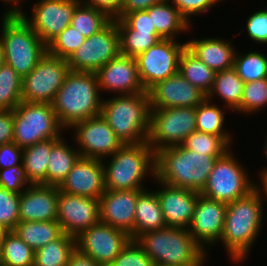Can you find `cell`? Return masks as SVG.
<instances>
[{
    "mask_svg": "<svg viewBox=\"0 0 267 266\" xmlns=\"http://www.w3.org/2000/svg\"><path fill=\"white\" fill-rule=\"evenodd\" d=\"M263 192L260 186L247 196L227 204L221 241L232 261L242 262L260 232L263 220Z\"/></svg>",
    "mask_w": 267,
    "mask_h": 266,
    "instance_id": "obj_1",
    "label": "cell"
},
{
    "mask_svg": "<svg viewBox=\"0 0 267 266\" xmlns=\"http://www.w3.org/2000/svg\"><path fill=\"white\" fill-rule=\"evenodd\" d=\"M221 156L197 153L181 145L164 148L155 153V181L201 192Z\"/></svg>",
    "mask_w": 267,
    "mask_h": 266,
    "instance_id": "obj_2",
    "label": "cell"
},
{
    "mask_svg": "<svg viewBox=\"0 0 267 266\" xmlns=\"http://www.w3.org/2000/svg\"><path fill=\"white\" fill-rule=\"evenodd\" d=\"M100 94L95 73L70 70L52 103L60 125L67 129L101 115L103 99Z\"/></svg>",
    "mask_w": 267,
    "mask_h": 266,
    "instance_id": "obj_3",
    "label": "cell"
},
{
    "mask_svg": "<svg viewBox=\"0 0 267 266\" xmlns=\"http://www.w3.org/2000/svg\"><path fill=\"white\" fill-rule=\"evenodd\" d=\"M148 92L120 94L102 101L101 115L123 144L148 141L150 132Z\"/></svg>",
    "mask_w": 267,
    "mask_h": 266,
    "instance_id": "obj_4",
    "label": "cell"
},
{
    "mask_svg": "<svg viewBox=\"0 0 267 266\" xmlns=\"http://www.w3.org/2000/svg\"><path fill=\"white\" fill-rule=\"evenodd\" d=\"M0 41L5 64L22 78L28 75L47 53V45L19 13H4Z\"/></svg>",
    "mask_w": 267,
    "mask_h": 266,
    "instance_id": "obj_5",
    "label": "cell"
},
{
    "mask_svg": "<svg viewBox=\"0 0 267 266\" xmlns=\"http://www.w3.org/2000/svg\"><path fill=\"white\" fill-rule=\"evenodd\" d=\"M103 165L106 190H137L143 188L145 176L155 178V152L148 144H124ZM150 170V171H149Z\"/></svg>",
    "mask_w": 267,
    "mask_h": 266,
    "instance_id": "obj_6",
    "label": "cell"
},
{
    "mask_svg": "<svg viewBox=\"0 0 267 266\" xmlns=\"http://www.w3.org/2000/svg\"><path fill=\"white\" fill-rule=\"evenodd\" d=\"M137 243L155 266L189 264L205 250L194 240L188 229L165 227L141 234Z\"/></svg>",
    "mask_w": 267,
    "mask_h": 266,
    "instance_id": "obj_7",
    "label": "cell"
},
{
    "mask_svg": "<svg viewBox=\"0 0 267 266\" xmlns=\"http://www.w3.org/2000/svg\"><path fill=\"white\" fill-rule=\"evenodd\" d=\"M13 113V142L20 148L48 139L62 138L60 132L65 128L60 125L52 104L22 101Z\"/></svg>",
    "mask_w": 267,
    "mask_h": 266,
    "instance_id": "obj_8",
    "label": "cell"
},
{
    "mask_svg": "<svg viewBox=\"0 0 267 266\" xmlns=\"http://www.w3.org/2000/svg\"><path fill=\"white\" fill-rule=\"evenodd\" d=\"M230 151L217 158L207 184L200 192L209 199L225 204L247 196L256 185L248 178L247 172Z\"/></svg>",
    "mask_w": 267,
    "mask_h": 266,
    "instance_id": "obj_9",
    "label": "cell"
},
{
    "mask_svg": "<svg viewBox=\"0 0 267 266\" xmlns=\"http://www.w3.org/2000/svg\"><path fill=\"white\" fill-rule=\"evenodd\" d=\"M196 107H174L150 110L148 144L158 152L181 145L196 131Z\"/></svg>",
    "mask_w": 267,
    "mask_h": 266,
    "instance_id": "obj_10",
    "label": "cell"
},
{
    "mask_svg": "<svg viewBox=\"0 0 267 266\" xmlns=\"http://www.w3.org/2000/svg\"><path fill=\"white\" fill-rule=\"evenodd\" d=\"M69 72L67 59L47 52L36 67L22 78V101L52 104Z\"/></svg>",
    "mask_w": 267,
    "mask_h": 266,
    "instance_id": "obj_11",
    "label": "cell"
},
{
    "mask_svg": "<svg viewBox=\"0 0 267 266\" xmlns=\"http://www.w3.org/2000/svg\"><path fill=\"white\" fill-rule=\"evenodd\" d=\"M120 37L115 19L89 38L67 59L71 71L93 72L118 57Z\"/></svg>",
    "mask_w": 267,
    "mask_h": 266,
    "instance_id": "obj_12",
    "label": "cell"
},
{
    "mask_svg": "<svg viewBox=\"0 0 267 266\" xmlns=\"http://www.w3.org/2000/svg\"><path fill=\"white\" fill-rule=\"evenodd\" d=\"M186 43L161 39L136 57L140 81L146 91L178 72L181 53Z\"/></svg>",
    "mask_w": 267,
    "mask_h": 266,
    "instance_id": "obj_13",
    "label": "cell"
},
{
    "mask_svg": "<svg viewBox=\"0 0 267 266\" xmlns=\"http://www.w3.org/2000/svg\"><path fill=\"white\" fill-rule=\"evenodd\" d=\"M81 0H40L33 5L32 18L18 12L48 46L66 27Z\"/></svg>",
    "mask_w": 267,
    "mask_h": 266,
    "instance_id": "obj_14",
    "label": "cell"
},
{
    "mask_svg": "<svg viewBox=\"0 0 267 266\" xmlns=\"http://www.w3.org/2000/svg\"><path fill=\"white\" fill-rule=\"evenodd\" d=\"M130 240L126 232L100 221L76 237V249L99 265L108 266Z\"/></svg>",
    "mask_w": 267,
    "mask_h": 266,
    "instance_id": "obj_15",
    "label": "cell"
},
{
    "mask_svg": "<svg viewBox=\"0 0 267 266\" xmlns=\"http://www.w3.org/2000/svg\"><path fill=\"white\" fill-rule=\"evenodd\" d=\"M71 128L76 131L74 139L82 157L102 160L124 145L102 115L77 122Z\"/></svg>",
    "mask_w": 267,
    "mask_h": 266,
    "instance_id": "obj_16",
    "label": "cell"
},
{
    "mask_svg": "<svg viewBox=\"0 0 267 266\" xmlns=\"http://www.w3.org/2000/svg\"><path fill=\"white\" fill-rule=\"evenodd\" d=\"M57 222L63 233L75 238L100 222L99 199L72 195L59 190Z\"/></svg>",
    "mask_w": 267,
    "mask_h": 266,
    "instance_id": "obj_17",
    "label": "cell"
},
{
    "mask_svg": "<svg viewBox=\"0 0 267 266\" xmlns=\"http://www.w3.org/2000/svg\"><path fill=\"white\" fill-rule=\"evenodd\" d=\"M103 165V159L80 156L58 186L59 190L72 195L99 199L106 191Z\"/></svg>",
    "mask_w": 267,
    "mask_h": 266,
    "instance_id": "obj_18",
    "label": "cell"
},
{
    "mask_svg": "<svg viewBox=\"0 0 267 266\" xmlns=\"http://www.w3.org/2000/svg\"><path fill=\"white\" fill-rule=\"evenodd\" d=\"M226 211L227 204L199 194L188 231L204 250L206 244L212 246L220 241Z\"/></svg>",
    "mask_w": 267,
    "mask_h": 266,
    "instance_id": "obj_19",
    "label": "cell"
},
{
    "mask_svg": "<svg viewBox=\"0 0 267 266\" xmlns=\"http://www.w3.org/2000/svg\"><path fill=\"white\" fill-rule=\"evenodd\" d=\"M151 109L196 107L206 95L178 72L153 85L148 91Z\"/></svg>",
    "mask_w": 267,
    "mask_h": 266,
    "instance_id": "obj_20",
    "label": "cell"
},
{
    "mask_svg": "<svg viewBox=\"0 0 267 266\" xmlns=\"http://www.w3.org/2000/svg\"><path fill=\"white\" fill-rule=\"evenodd\" d=\"M98 86L104 91L122 94L147 92L139 78L136 58L120 54L96 72Z\"/></svg>",
    "mask_w": 267,
    "mask_h": 266,
    "instance_id": "obj_21",
    "label": "cell"
},
{
    "mask_svg": "<svg viewBox=\"0 0 267 266\" xmlns=\"http://www.w3.org/2000/svg\"><path fill=\"white\" fill-rule=\"evenodd\" d=\"M143 190H106L99 198L100 221L126 232L134 240L135 208Z\"/></svg>",
    "mask_w": 267,
    "mask_h": 266,
    "instance_id": "obj_22",
    "label": "cell"
},
{
    "mask_svg": "<svg viewBox=\"0 0 267 266\" xmlns=\"http://www.w3.org/2000/svg\"><path fill=\"white\" fill-rule=\"evenodd\" d=\"M158 184L163 187L162 190H157L156 193L166 225L168 227L188 229L200 192L162 182Z\"/></svg>",
    "mask_w": 267,
    "mask_h": 266,
    "instance_id": "obj_23",
    "label": "cell"
},
{
    "mask_svg": "<svg viewBox=\"0 0 267 266\" xmlns=\"http://www.w3.org/2000/svg\"><path fill=\"white\" fill-rule=\"evenodd\" d=\"M58 186L30 184L20 194L19 221H57Z\"/></svg>",
    "mask_w": 267,
    "mask_h": 266,
    "instance_id": "obj_24",
    "label": "cell"
},
{
    "mask_svg": "<svg viewBox=\"0 0 267 266\" xmlns=\"http://www.w3.org/2000/svg\"><path fill=\"white\" fill-rule=\"evenodd\" d=\"M186 48L215 72L234 66L235 48L231 42L218 38L193 39Z\"/></svg>",
    "mask_w": 267,
    "mask_h": 266,
    "instance_id": "obj_25",
    "label": "cell"
},
{
    "mask_svg": "<svg viewBox=\"0 0 267 266\" xmlns=\"http://www.w3.org/2000/svg\"><path fill=\"white\" fill-rule=\"evenodd\" d=\"M167 227L156 191L144 189L135 208L134 240L141 234Z\"/></svg>",
    "mask_w": 267,
    "mask_h": 266,
    "instance_id": "obj_26",
    "label": "cell"
},
{
    "mask_svg": "<svg viewBox=\"0 0 267 266\" xmlns=\"http://www.w3.org/2000/svg\"><path fill=\"white\" fill-rule=\"evenodd\" d=\"M61 138L48 139L23 149V172L30 184L46 185V173L52 147Z\"/></svg>",
    "mask_w": 267,
    "mask_h": 266,
    "instance_id": "obj_27",
    "label": "cell"
},
{
    "mask_svg": "<svg viewBox=\"0 0 267 266\" xmlns=\"http://www.w3.org/2000/svg\"><path fill=\"white\" fill-rule=\"evenodd\" d=\"M170 3L167 0L145 10L148 14H152L153 25L162 39H175V35L187 31L190 27V23Z\"/></svg>",
    "mask_w": 267,
    "mask_h": 266,
    "instance_id": "obj_28",
    "label": "cell"
},
{
    "mask_svg": "<svg viewBox=\"0 0 267 266\" xmlns=\"http://www.w3.org/2000/svg\"><path fill=\"white\" fill-rule=\"evenodd\" d=\"M244 84L245 82L238 76L234 68L218 71L215 74L211 91L206 98L211 100L216 94L223 99L225 107L228 106L227 109L240 112Z\"/></svg>",
    "mask_w": 267,
    "mask_h": 266,
    "instance_id": "obj_29",
    "label": "cell"
},
{
    "mask_svg": "<svg viewBox=\"0 0 267 266\" xmlns=\"http://www.w3.org/2000/svg\"><path fill=\"white\" fill-rule=\"evenodd\" d=\"M13 231L34 251L63 234L57 221H19Z\"/></svg>",
    "mask_w": 267,
    "mask_h": 266,
    "instance_id": "obj_30",
    "label": "cell"
},
{
    "mask_svg": "<svg viewBox=\"0 0 267 266\" xmlns=\"http://www.w3.org/2000/svg\"><path fill=\"white\" fill-rule=\"evenodd\" d=\"M66 144L62 137L51 149L46 173V185L59 186L80 157L77 148L73 149Z\"/></svg>",
    "mask_w": 267,
    "mask_h": 266,
    "instance_id": "obj_31",
    "label": "cell"
},
{
    "mask_svg": "<svg viewBox=\"0 0 267 266\" xmlns=\"http://www.w3.org/2000/svg\"><path fill=\"white\" fill-rule=\"evenodd\" d=\"M178 73L206 96L211 91L216 74L187 48L181 53Z\"/></svg>",
    "mask_w": 267,
    "mask_h": 266,
    "instance_id": "obj_32",
    "label": "cell"
},
{
    "mask_svg": "<svg viewBox=\"0 0 267 266\" xmlns=\"http://www.w3.org/2000/svg\"><path fill=\"white\" fill-rule=\"evenodd\" d=\"M76 249V238L63 233L38 250L34 251V266H67Z\"/></svg>",
    "mask_w": 267,
    "mask_h": 266,
    "instance_id": "obj_33",
    "label": "cell"
},
{
    "mask_svg": "<svg viewBox=\"0 0 267 266\" xmlns=\"http://www.w3.org/2000/svg\"><path fill=\"white\" fill-rule=\"evenodd\" d=\"M115 20L118 26L122 55L136 58L162 39L157 32L133 30L122 18H115Z\"/></svg>",
    "mask_w": 267,
    "mask_h": 266,
    "instance_id": "obj_34",
    "label": "cell"
},
{
    "mask_svg": "<svg viewBox=\"0 0 267 266\" xmlns=\"http://www.w3.org/2000/svg\"><path fill=\"white\" fill-rule=\"evenodd\" d=\"M211 103L205 98L196 106V131L220 136L230 145L232 137L223 129L225 111Z\"/></svg>",
    "mask_w": 267,
    "mask_h": 266,
    "instance_id": "obj_35",
    "label": "cell"
},
{
    "mask_svg": "<svg viewBox=\"0 0 267 266\" xmlns=\"http://www.w3.org/2000/svg\"><path fill=\"white\" fill-rule=\"evenodd\" d=\"M112 18L104 11L80 3L73 14L71 25L85 38H89L103 29Z\"/></svg>",
    "mask_w": 267,
    "mask_h": 266,
    "instance_id": "obj_36",
    "label": "cell"
},
{
    "mask_svg": "<svg viewBox=\"0 0 267 266\" xmlns=\"http://www.w3.org/2000/svg\"><path fill=\"white\" fill-rule=\"evenodd\" d=\"M4 266H34V250L13 230L1 241Z\"/></svg>",
    "mask_w": 267,
    "mask_h": 266,
    "instance_id": "obj_37",
    "label": "cell"
},
{
    "mask_svg": "<svg viewBox=\"0 0 267 266\" xmlns=\"http://www.w3.org/2000/svg\"><path fill=\"white\" fill-rule=\"evenodd\" d=\"M22 102V77L9 65L0 66V110H14Z\"/></svg>",
    "mask_w": 267,
    "mask_h": 266,
    "instance_id": "obj_38",
    "label": "cell"
},
{
    "mask_svg": "<svg viewBox=\"0 0 267 266\" xmlns=\"http://www.w3.org/2000/svg\"><path fill=\"white\" fill-rule=\"evenodd\" d=\"M233 68L245 83L265 79L267 78V57L257 51H251L242 56L236 50Z\"/></svg>",
    "mask_w": 267,
    "mask_h": 266,
    "instance_id": "obj_39",
    "label": "cell"
},
{
    "mask_svg": "<svg viewBox=\"0 0 267 266\" xmlns=\"http://www.w3.org/2000/svg\"><path fill=\"white\" fill-rule=\"evenodd\" d=\"M182 147L205 155H224L229 145L220 136L194 131L181 144Z\"/></svg>",
    "mask_w": 267,
    "mask_h": 266,
    "instance_id": "obj_40",
    "label": "cell"
},
{
    "mask_svg": "<svg viewBox=\"0 0 267 266\" xmlns=\"http://www.w3.org/2000/svg\"><path fill=\"white\" fill-rule=\"evenodd\" d=\"M84 40L85 37L69 25L47 46V52L68 59L84 43Z\"/></svg>",
    "mask_w": 267,
    "mask_h": 266,
    "instance_id": "obj_41",
    "label": "cell"
},
{
    "mask_svg": "<svg viewBox=\"0 0 267 266\" xmlns=\"http://www.w3.org/2000/svg\"><path fill=\"white\" fill-rule=\"evenodd\" d=\"M267 105V78L251 81L244 84L241 113H252Z\"/></svg>",
    "mask_w": 267,
    "mask_h": 266,
    "instance_id": "obj_42",
    "label": "cell"
},
{
    "mask_svg": "<svg viewBox=\"0 0 267 266\" xmlns=\"http://www.w3.org/2000/svg\"><path fill=\"white\" fill-rule=\"evenodd\" d=\"M20 194L0 187V223L13 230L19 222Z\"/></svg>",
    "mask_w": 267,
    "mask_h": 266,
    "instance_id": "obj_43",
    "label": "cell"
},
{
    "mask_svg": "<svg viewBox=\"0 0 267 266\" xmlns=\"http://www.w3.org/2000/svg\"><path fill=\"white\" fill-rule=\"evenodd\" d=\"M108 266H155L136 240H130Z\"/></svg>",
    "mask_w": 267,
    "mask_h": 266,
    "instance_id": "obj_44",
    "label": "cell"
},
{
    "mask_svg": "<svg viewBox=\"0 0 267 266\" xmlns=\"http://www.w3.org/2000/svg\"><path fill=\"white\" fill-rule=\"evenodd\" d=\"M25 184L30 185L23 172V165L0 169L1 188L21 194L26 189Z\"/></svg>",
    "mask_w": 267,
    "mask_h": 266,
    "instance_id": "obj_45",
    "label": "cell"
},
{
    "mask_svg": "<svg viewBox=\"0 0 267 266\" xmlns=\"http://www.w3.org/2000/svg\"><path fill=\"white\" fill-rule=\"evenodd\" d=\"M245 25L248 36L257 43H267V12L260 10L249 16Z\"/></svg>",
    "mask_w": 267,
    "mask_h": 266,
    "instance_id": "obj_46",
    "label": "cell"
},
{
    "mask_svg": "<svg viewBox=\"0 0 267 266\" xmlns=\"http://www.w3.org/2000/svg\"><path fill=\"white\" fill-rule=\"evenodd\" d=\"M178 9L179 13L190 23L192 15L205 13L221 0H168ZM189 17V18H188Z\"/></svg>",
    "mask_w": 267,
    "mask_h": 266,
    "instance_id": "obj_47",
    "label": "cell"
},
{
    "mask_svg": "<svg viewBox=\"0 0 267 266\" xmlns=\"http://www.w3.org/2000/svg\"><path fill=\"white\" fill-rule=\"evenodd\" d=\"M23 149L15 142L0 145V169L23 165Z\"/></svg>",
    "mask_w": 267,
    "mask_h": 266,
    "instance_id": "obj_48",
    "label": "cell"
},
{
    "mask_svg": "<svg viewBox=\"0 0 267 266\" xmlns=\"http://www.w3.org/2000/svg\"><path fill=\"white\" fill-rule=\"evenodd\" d=\"M122 19L133 29L144 32H157L152 22V14L144 11H134L125 14Z\"/></svg>",
    "mask_w": 267,
    "mask_h": 266,
    "instance_id": "obj_49",
    "label": "cell"
},
{
    "mask_svg": "<svg viewBox=\"0 0 267 266\" xmlns=\"http://www.w3.org/2000/svg\"><path fill=\"white\" fill-rule=\"evenodd\" d=\"M13 110H0V145L13 142Z\"/></svg>",
    "mask_w": 267,
    "mask_h": 266,
    "instance_id": "obj_50",
    "label": "cell"
},
{
    "mask_svg": "<svg viewBox=\"0 0 267 266\" xmlns=\"http://www.w3.org/2000/svg\"><path fill=\"white\" fill-rule=\"evenodd\" d=\"M83 1V2H82ZM81 3L104 11L110 18L115 19L120 14L122 0H82Z\"/></svg>",
    "mask_w": 267,
    "mask_h": 266,
    "instance_id": "obj_51",
    "label": "cell"
},
{
    "mask_svg": "<svg viewBox=\"0 0 267 266\" xmlns=\"http://www.w3.org/2000/svg\"><path fill=\"white\" fill-rule=\"evenodd\" d=\"M167 0H122L120 14L116 18H122L125 14L134 11L147 10L152 5L162 3Z\"/></svg>",
    "mask_w": 267,
    "mask_h": 266,
    "instance_id": "obj_52",
    "label": "cell"
},
{
    "mask_svg": "<svg viewBox=\"0 0 267 266\" xmlns=\"http://www.w3.org/2000/svg\"><path fill=\"white\" fill-rule=\"evenodd\" d=\"M67 266H101L90 256L85 255L77 249L71 254Z\"/></svg>",
    "mask_w": 267,
    "mask_h": 266,
    "instance_id": "obj_53",
    "label": "cell"
},
{
    "mask_svg": "<svg viewBox=\"0 0 267 266\" xmlns=\"http://www.w3.org/2000/svg\"><path fill=\"white\" fill-rule=\"evenodd\" d=\"M205 253L207 254V251H204L195 261L189 263V264H183V265H173V266H203L205 261Z\"/></svg>",
    "mask_w": 267,
    "mask_h": 266,
    "instance_id": "obj_54",
    "label": "cell"
},
{
    "mask_svg": "<svg viewBox=\"0 0 267 266\" xmlns=\"http://www.w3.org/2000/svg\"><path fill=\"white\" fill-rule=\"evenodd\" d=\"M1 1H3V2L5 1V2H8V3L12 2L11 6H12V4L14 5L12 7L16 6L15 8H10L9 7L10 10L7 9L6 13H18L20 11V9H21V8L17 7L21 3V0H1Z\"/></svg>",
    "mask_w": 267,
    "mask_h": 266,
    "instance_id": "obj_55",
    "label": "cell"
},
{
    "mask_svg": "<svg viewBox=\"0 0 267 266\" xmlns=\"http://www.w3.org/2000/svg\"><path fill=\"white\" fill-rule=\"evenodd\" d=\"M260 174H261L260 175V179H261L260 182L262 183V184L260 183V185L263 186L261 189L263 190V192L267 196V170H261Z\"/></svg>",
    "mask_w": 267,
    "mask_h": 266,
    "instance_id": "obj_56",
    "label": "cell"
},
{
    "mask_svg": "<svg viewBox=\"0 0 267 266\" xmlns=\"http://www.w3.org/2000/svg\"><path fill=\"white\" fill-rule=\"evenodd\" d=\"M10 230L4 226L2 223H0V244L1 241L5 238L6 234L9 232Z\"/></svg>",
    "mask_w": 267,
    "mask_h": 266,
    "instance_id": "obj_57",
    "label": "cell"
},
{
    "mask_svg": "<svg viewBox=\"0 0 267 266\" xmlns=\"http://www.w3.org/2000/svg\"><path fill=\"white\" fill-rule=\"evenodd\" d=\"M5 63L2 43L0 41V66Z\"/></svg>",
    "mask_w": 267,
    "mask_h": 266,
    "instance_id": "obj_58",
    "label": "cell"
},
{
    "mask_svg": "<svg viewBox=\"0 0 267 266\" xmlns=\"http://www.w3.org/2000/svg\"><path fill=\"white\" fill-rule=\"evenodd\" d=\"M264 153H265V157L267 158V137H266V142H265V145H264ZM264 170H267V168H264Z\"/></svg>",
    "mask_w": 267,
    "mask_h": 266,
    "instance_id": "obj_59",
    "label": "cell"
},
{
    "mask_svg": "<svg viewBox=\"0 0 267 266\" xmlns=\"http://www.w3.org/2000/svg\"><path fill=\"white\" fill-rule=\"evenodd\" d=\"M3 265V260H2V249H1V245H0V266Z\"/></svg>",
    "mask_w": 267,
    "mask_h": 266,
    "instance_id": "obj_60",
    "label": "cell"
}]
</instances>
